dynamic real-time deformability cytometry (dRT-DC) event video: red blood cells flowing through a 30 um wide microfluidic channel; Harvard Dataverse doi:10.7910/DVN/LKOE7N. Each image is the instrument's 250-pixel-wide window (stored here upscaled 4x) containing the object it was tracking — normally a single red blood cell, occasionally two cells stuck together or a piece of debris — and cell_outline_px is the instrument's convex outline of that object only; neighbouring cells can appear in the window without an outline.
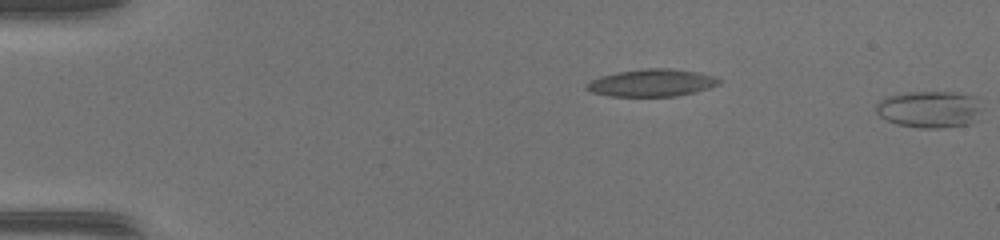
{"species": "common noctule bat (a hibernating species)", "species_latin": "Nyctalus noctula", "temperature_condition": "warm", "stored_images_in_passage": 10, "segment_of_instrument_passage": [2, 2], "camera_frame_rate_fps": 3000, "um_per_image_px": 0.085, "animal": {"sex": "female", "body_mass_g": 17.0, "forearm_length_mm": 48.0}, "frame": {"image": 1, "passage_image": 10, "time_ms": 3.0, "image_size_px": [1000, 240], "cell_outline_px": [[980, 112], [976, 120], [968, 124], [940, 128], [920, 128], [896, 124], [880, 116], [876, 112], [876, 104], [884, 96], [900, 92], [956, 92], [976, 96], [980, 108]], "centroid_in_image_um": [78.98, 9.28], "position_along_channel_um": 6.0, "area_um2": 23.0}}